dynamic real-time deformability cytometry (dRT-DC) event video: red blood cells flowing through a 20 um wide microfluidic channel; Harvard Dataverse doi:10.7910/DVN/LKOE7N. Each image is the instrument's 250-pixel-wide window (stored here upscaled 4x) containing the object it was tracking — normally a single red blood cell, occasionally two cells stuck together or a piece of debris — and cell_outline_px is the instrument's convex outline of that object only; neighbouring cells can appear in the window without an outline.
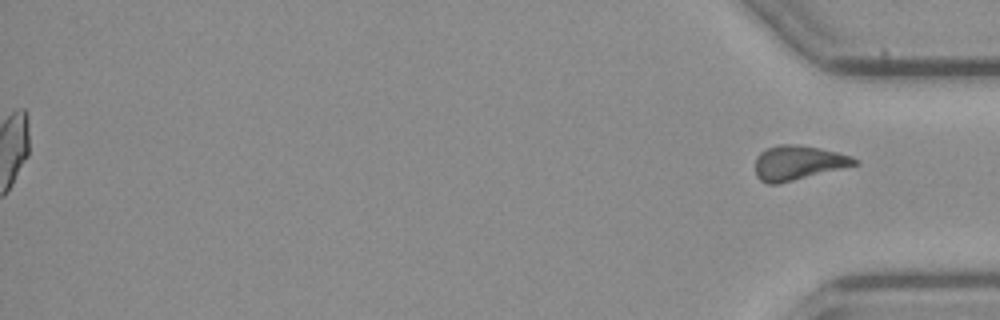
{"species": "common noctule bat (a hibernating species)", "species_latin": "Nyctalus noctula", "temperature_condition": "cold", "stored_images_in_passage": 49, "segment_of_instrument_passage": [2, 2], "camera_frame_rate_fps": 3000, "um_per_image_px": 0.085, "animal": {"sex": "female", "body_mass_g": 21.9}, "frame": {"image": 1, "passage_image": 49, "time_ms": 16.0, "image_size_px": [1000, 320], "cell_outline_px": [[860, 164], [780, 184], [768, 184], [760, 180], [756, 176], [756, 156], [760, 152], [768, 148], [780, 144], [800, 144], [836, 152], [852, 156], [860, 160]], "centroid_in_image_um": [67.86, 13.84], "position_along_channel_um": 367.3, "area_um2": 20.17}}